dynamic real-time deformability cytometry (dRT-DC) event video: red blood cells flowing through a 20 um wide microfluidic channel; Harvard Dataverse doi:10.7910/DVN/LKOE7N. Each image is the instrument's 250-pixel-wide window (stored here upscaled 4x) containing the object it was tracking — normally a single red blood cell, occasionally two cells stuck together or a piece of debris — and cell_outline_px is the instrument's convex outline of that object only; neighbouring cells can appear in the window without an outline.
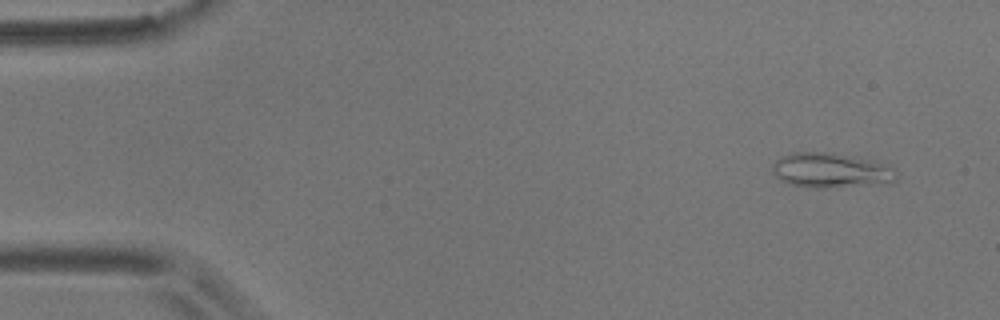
{"species": "common noctule bat (a hibernating species)", "species_latin": "Nyctalus noctula", "temperature_condition": "room temperature", "stored_images_in_passage": 14, "camera_frame_rate_fps": 3000, "um_per_image_px": 0.085, "animal": {"sex": "male", "body_mass_g": 17.9}, "frame": {"image": 1, "passage_image": 1, "time_ms": 0.0, "image_size_px": [1000, 320], "cell_outline_px": [[896, 180], [892, 184], [824, 188], [812, 188], [788, 184], [776, 176], [772, 172], [772, 164], [776, 160], [792, 152], [832, 152], [872, 160], [892, 168], [896, 176]], "centroid_in_image_um": [70.63, 14.5], "position_along_channel_um": 14.4, "area_um2": 25.43}}
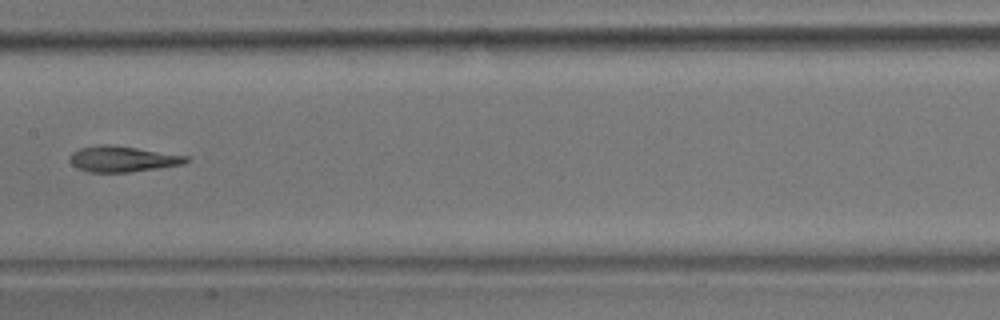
{"frame": {"image": 2, "passage_image": 7, "time_ms": 2.0, "image_size_px": [1000, 320], "cell_outline_px": [[188, 160], [184, 164], [128, 172], [88, 172], [76, 168], [68, 160], [68, 156], [72, 152], [80, 148], [100, 144], [112, 144], [188, 156]], "centroid_in_image_um": [10.35, 13.5], "position_along_channel_um": 197.1, "area_um2": 17.51}}
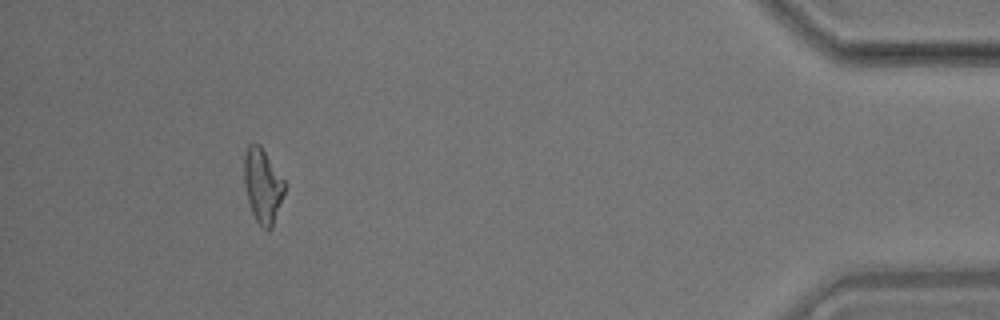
{"frame": {"image": 3, "passage_image": 13, "time_ms": 4.0, "image_size_px": [1000, 320], "cell_outline_px": [[284, 192], [272, 228], [268, 232], [256, 220], [252, 212], [248, 200], [244, 184], [244, 156], [248, 144], [260, 144], [284, 180]], "centroid_in_image_um": [22.31, 15.77], "position_along_channel_um": 412.9, "area_um2": 17.28}}